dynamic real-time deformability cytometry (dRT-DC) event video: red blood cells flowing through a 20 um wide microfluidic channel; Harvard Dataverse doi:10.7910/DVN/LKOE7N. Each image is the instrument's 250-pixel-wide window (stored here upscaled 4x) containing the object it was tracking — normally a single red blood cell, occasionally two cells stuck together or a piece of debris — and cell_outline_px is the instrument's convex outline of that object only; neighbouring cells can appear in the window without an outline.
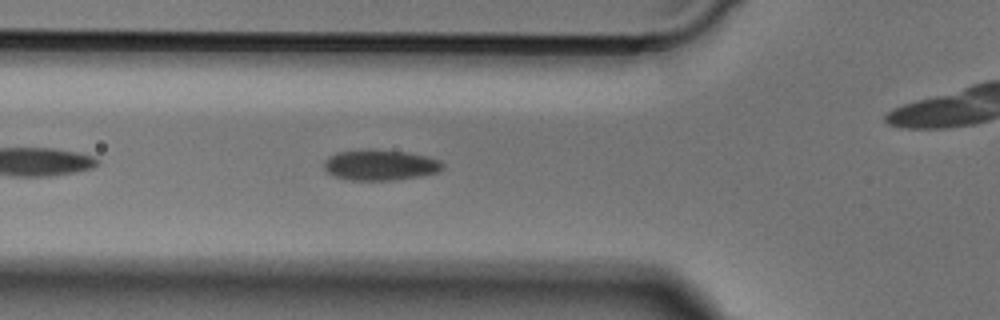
{"species": "Egyptian fruit bat (a non-hibernating species)", "species_latin": "Rousettus aegyptiacus", "temperature_condition": "cold", "stored_images_in_passage": 38, "camera_frame_rate_fps": 3000, "um_per_image_px": 0.085, "animal": {"sex": "male"}, "frame": {"image": 1, "passage_image": 5, "time_ms": 1.333, "image_size_px": [1000, 320], "cell_outline_px": [[444, 168], [436, 172], [420, 176], [392, 180], [348, 180], [336, 176], [328, 172], [324, 168], [324, 160], [328, 156], [336, 152], [360, 148], [372, 148], [408, 152], [428, 156], [440, 160], [444, 164]], "centroid_in_image_um": [32.3, 13.99], "position_along_channel_um": 93.5, "area_um2": 21.62}}
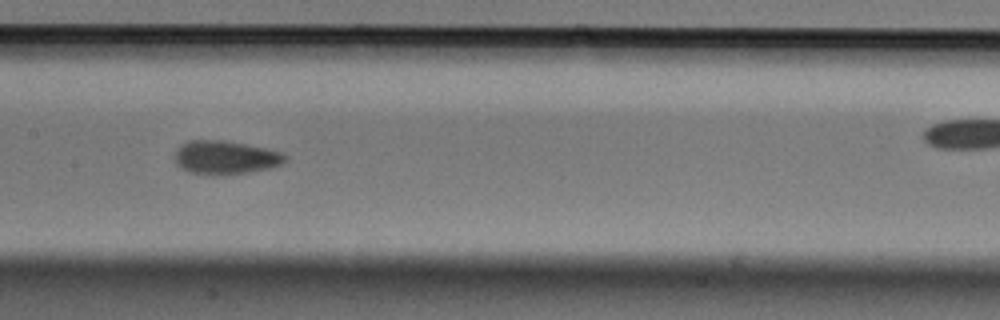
{"frame": {"image": 2, "passage_image": 12, "time_ms": 3.667, "image_size_px": [1000, 320], "cell_outline_px": [[288, 160], [284, 164], [268, 168], [248, 172], [220, 176], [212, 176], [188, 172], [180, 168], [176, 164], [176, 148], [180, 144], [188, 140], [224, 140], [284, 152], [288, 156]], "centroid_in_image_um": [19.16, 13.4], "position_along_channel_um": 188.2, "area_um2": 22.02}}
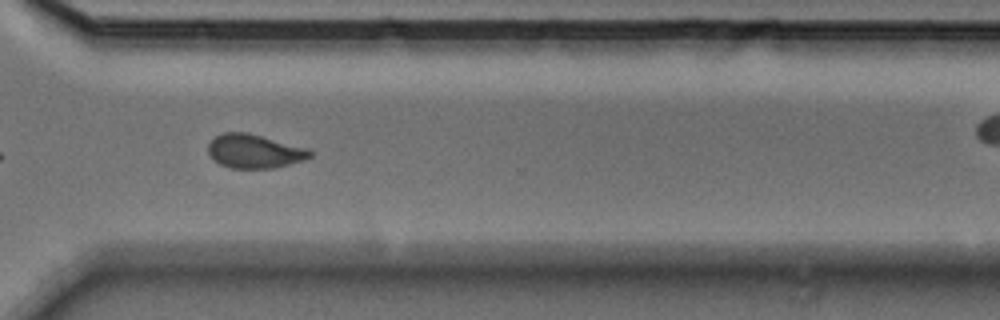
{"frame": {"image": 3, "passage_image": 24, "time_ms": 7.667, "image_size_px": [1000, 320], "cell_outline_px": [[312, 156], [304, 160], [276, 168], [232, 168], [220, 164], [208, 152], [208, 144], [216, 136], [224, 132], [248, 132], [312, 148]], "centroid_in_image_um": [21.7, 12.84], "position_along_channel_um": 348.9, "area_um2": 20.35}}